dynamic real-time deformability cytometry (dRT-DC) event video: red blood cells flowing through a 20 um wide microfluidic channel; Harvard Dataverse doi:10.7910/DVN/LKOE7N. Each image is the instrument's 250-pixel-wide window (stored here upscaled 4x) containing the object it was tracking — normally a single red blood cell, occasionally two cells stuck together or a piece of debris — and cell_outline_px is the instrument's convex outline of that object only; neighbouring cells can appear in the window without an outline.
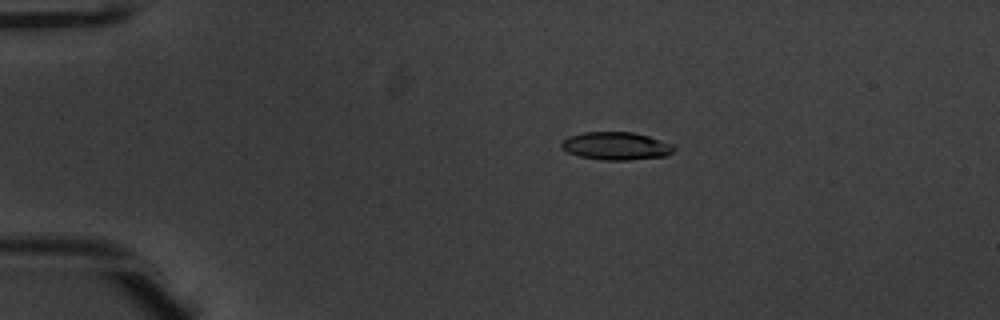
{"species": "common noctule bat (a hibernating species)", "species_latin": "Nyctalus noctula", "temperature_condition": "warm", "stored_images_in_passage": 42, "camera_frame_rate_fps": 3000, "um_per_image_px": 0.085, "animal": {"sex": "male", "body_mass_g": 20.1, "forearm_length_mm": 53.5}, "frame": {"image": 1, "passage_image": 1, "time_ms": 0.0, "image_size_px": [1000, 320], "cell_outline_px": [[676, 148], [672, 152], [664, 156], [628, 160], [600, 160], [580, 156], [568, 152], [560, 148], [560, 144], [568, 136], [584, 132], [632, 132], [648, 136], [672, 144]], "centroid_in_image_um": [52.34, 12.41], "position_along_channel_um": 32.7, "area_um2": 18.21}}
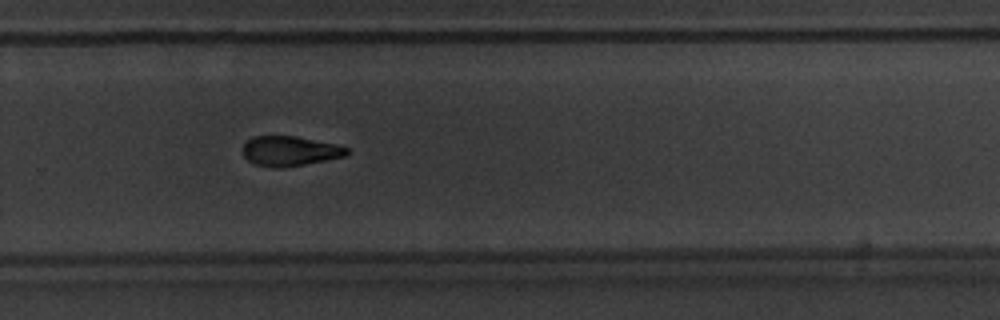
{"frame": {"image": 2, "passage_image": 26, "time_ms": 8.333, "image_size_px": [1000, 320], "cell_outline_px": [[348, 152], [344, 156], [304, 164], [280, 168], [272, 168], [256, 164], [248, 160], [244, 156], [244, 144], [252, 136], [296, 136], [336, 144], [348, 148]], "centroid_in_image_um": [24.62, 12.83], "position_along_channel_um": 305.2, "area_um2": 17.86}}
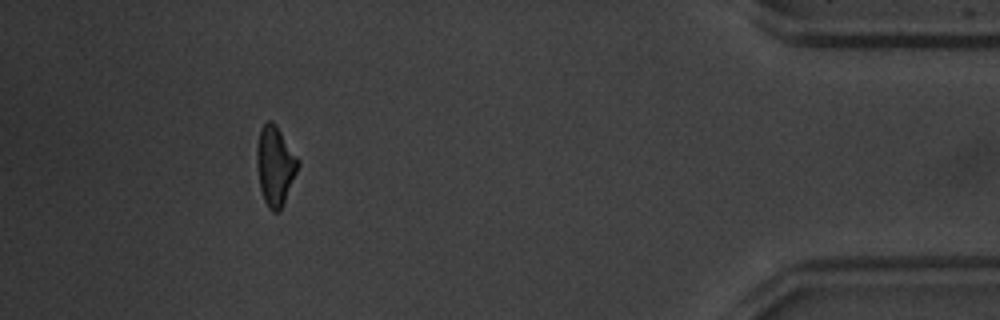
{"frame": {"image": 3, "passage_image": 38, "time_ms": 12.333, "image_size_px": [1000, 320], "cell_outline_px": [[300, 164], [284, 204], [280, 212], [272, 212], [268, 208], [264, 200], [260, 188], [256, 160], [256, 144], [260, 132], [264, 124], [268, 120], [272, 120], [276, 124], [300, 160]], "centroid_in_image_um": [23.39, 14.1], "position_along_channel_um": 411.8, "area_um2": 19.31}, "authors_computed_cell_mechanics": {"area_um2": 19.1029, "velocity_mm_per_s": 3.9523, "shape_relaxation_time_tau1_ms": 2.9931, "shape_relaxation_time_tau2_ms": 4.7624, "deformation_change_tau1": 0.1432, "deformation_change_tau2": 0.1304}}